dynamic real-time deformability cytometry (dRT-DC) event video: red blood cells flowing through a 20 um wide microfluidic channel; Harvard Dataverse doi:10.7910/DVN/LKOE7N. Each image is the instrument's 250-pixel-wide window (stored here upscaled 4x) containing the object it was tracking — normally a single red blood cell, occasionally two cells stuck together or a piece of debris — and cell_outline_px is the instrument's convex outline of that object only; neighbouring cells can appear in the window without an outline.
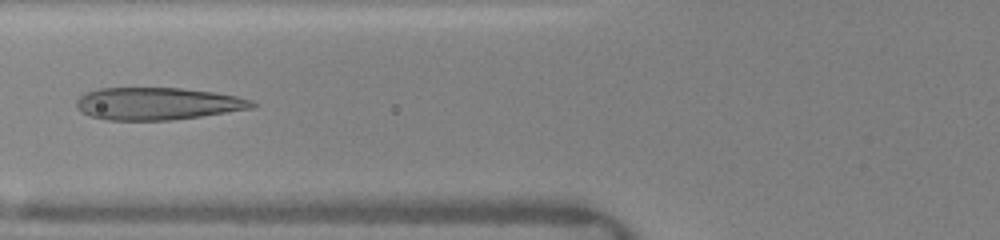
{"species": "human", "species_latin": "Homo sapiens", "temperature_condition": "warm", "stored_images_in_passage": 38, "camera_frame_rate_fps": 3000, "um_per_image_px": 0.085, "donor": {"sex": "female"}, "frame": {"image": 1, "passage_image": 16, "time_ms": 6.333, "image_size_px": [1000, 240], "cell_outline_px": [[260, 104], [252, 108], [200, 116], [172, 120], [108, 120], [92, 116], [80, 112], [76, 108], [76, 100], [84, 92], [100, 88], [180, 88], [212, 92], [236, 96], [252, 100]], "centroid_in_image_um": [13.36, 8.81], "position_along_channel_um": 112.4, "area_um2": 33.12}}
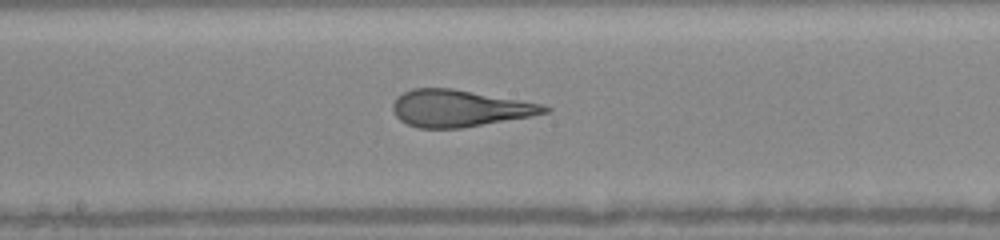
{"frame": {"image": 2, "passage_image": 21, "time_ms": 8.667, "image_size_px": [1000, 240], "cell_outline_px": [[552, 108], [548, 112], [528, 116], [460, 128], [420, 128], [408, 124], [400, 120], [396, 116], [392, 108], [392, 104], [396, 96], [412, 88], [452, 88], [540, 104]], "centroid_in_image_um": [38.97, 9.2], "position_along_channel_um": 209.2, "area_um2": 32.02}}
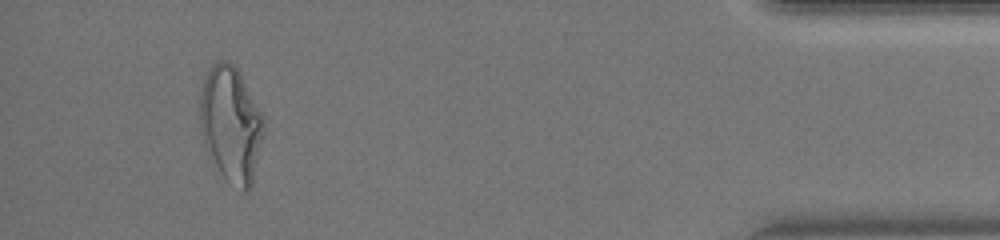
{"frame": {"image": 3, "passage_image": 36, "time_ms": 15.0, "image_size_px": [1000, 240], "cell_outline_px": [[264, 132], [252, 184], [248, 192], [244, 192], [228, 180], [220, 172], [208, 156], [200, 132], [200, 96], [204, 80], [208, 68], [216, 60], [228, 60], [236, 68], [264, 116]], "centroid_in_image_um": [19.62, 10.55], "position_along_channel_um": 415.6, "area_um2": 43.0}, "authors_computed_cell_mechanics": {"area_um2": 34.7667, "velocity_mm_per_s": 4.1308, "shape_relaxation_time_tau1_ms": 4.9175, "shape_relaxation_time_tau2_ms": 0.8025, "deformation_change_tau1": 0.226, "deformation_change_tau2": 0.0845}}